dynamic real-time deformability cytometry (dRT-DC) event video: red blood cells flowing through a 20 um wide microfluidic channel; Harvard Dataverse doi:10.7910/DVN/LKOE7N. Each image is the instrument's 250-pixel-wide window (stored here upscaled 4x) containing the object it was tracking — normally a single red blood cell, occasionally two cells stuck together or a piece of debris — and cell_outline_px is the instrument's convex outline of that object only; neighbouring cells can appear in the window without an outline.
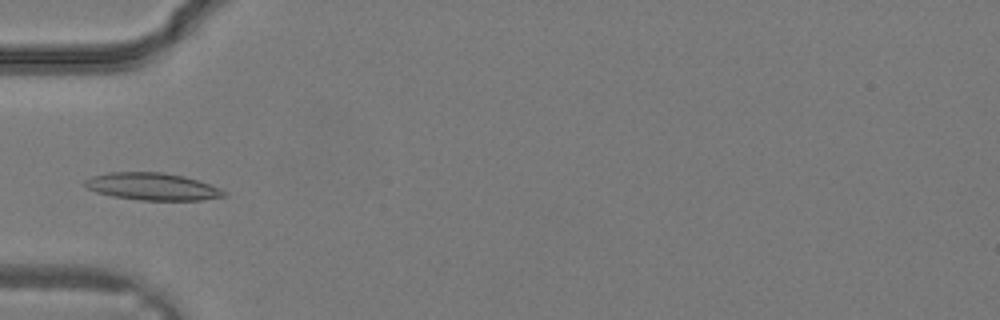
{"species": "common noctule bat (a hibernating species)", "species_latin": "Nyctalus noctula", "temperature_condition": "warm", "stored_images_in_passage": 25, "camera_frame_rate_fps": 3000, "um_per_image_px": 0.085, "animal": {"sex": "male", "body_mass_g": 19.2, "forearm_length_mm": 51.8}, "frame": {"image": 1, "passage_image": 4, "time_ms": 1.0, "image_size_px": [1000, 320], "cell_outline_px": [[224, 196], [200, 200], [140, 200], [112, 196], [96, 192], [88, 188], [84, 184], [84, 180], [92, 176], [108, 172], [164, 172], [184, 176], [220, 188], [224, 192]], "centroid_in_image_um": [12.9, 15.85], "position_along_channel_um": 72.1, "area_um2": 21.91}}
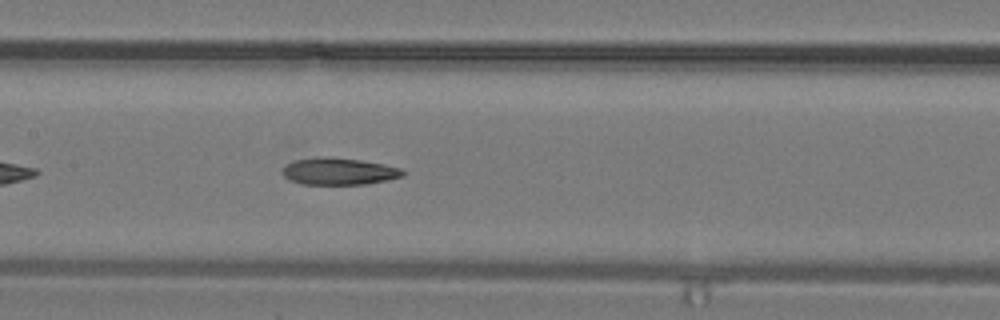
{"frame": {"image": 2, "passage_image": 9, "time_ms": 2.667, "image_size_px": [1000, 320], "cell_outline_px": [[408, 172], [404, 176], [388, 180], [364, 184], [304, 184], [292, 180], [284, 176], [284, 168], [292, 160], [324, 156], [360, 160], [384, 164], [400, 168]], "centroid_in_image_um": [28.87, 14.56], "position_along_channel_um": 178.5, "area_um2": 18.79}}
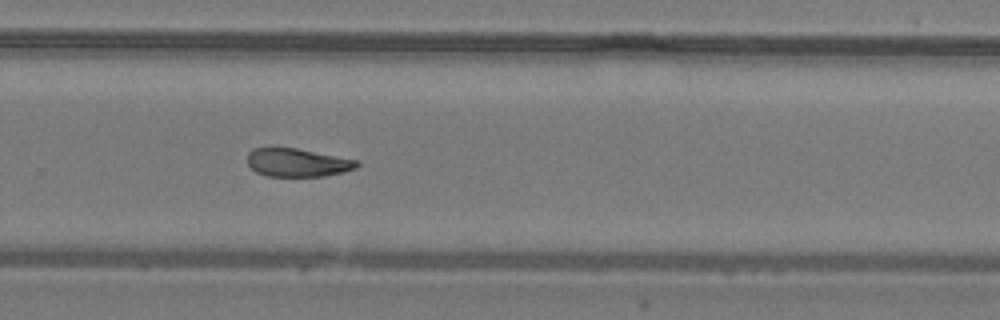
{"frame": {"image": 3, "passage_image": 15, "time_ms": 4.667, "image_size_px": [1000, 320], "cell_outline_px": [[360, 164], [356, 168], [344, 172], [324, 176], [268, 176], [256, 172], [248, 164], [248, 152], [252, 148], [276, 144], [356, 160]], "centroid_in_image_um": [25.2, 13.78], "position_along_channel_um": 304.6, "area_um2": 18.5}}